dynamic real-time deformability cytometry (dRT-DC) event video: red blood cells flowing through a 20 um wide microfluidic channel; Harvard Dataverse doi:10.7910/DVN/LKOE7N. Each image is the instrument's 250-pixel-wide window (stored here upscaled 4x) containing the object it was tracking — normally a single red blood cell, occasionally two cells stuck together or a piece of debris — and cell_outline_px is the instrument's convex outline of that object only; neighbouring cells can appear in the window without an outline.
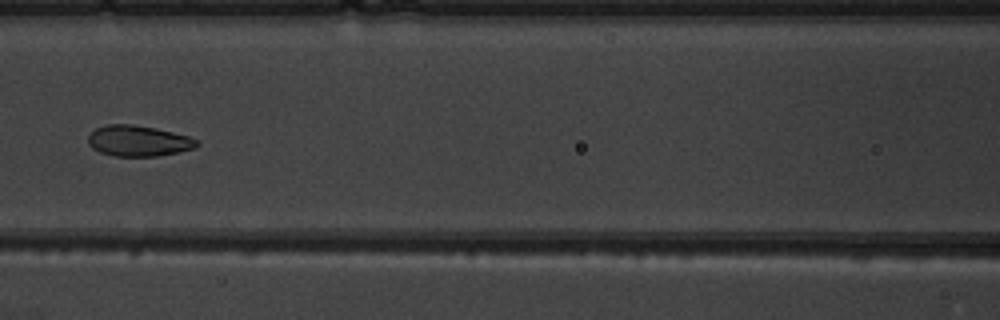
{"species": "common noctule bat (a hibernating species)", "species_latin": "Nyctalus noctula", "temperature_condition": "warm", "stored_images_in_passage": 8, "camera_frame_rate_fps": 3000, "um_per_image_px": 0.085, "animal": {"sex": "male", "body_mass_g": 19.5, "forearm_length_mm": 54.6}, "frame": {"image": 1, "passage_image": 7, "time_ms": 7.667, "image_size_px": [1000, 320], "cell_outline_px": [[200, 144], [196, 148], [180, 152], [156, 156], [116, 156], [100, 152], [92, 148], [88, 144], [88, 136], [96, 128], [108, 124], [132, 124], [156, 128], [188, 136], [196, 140]], "centroid_in_image_um": [11.77, 11.98], "position_along_channel_um": 154.8, "area_um2": 19.54}}
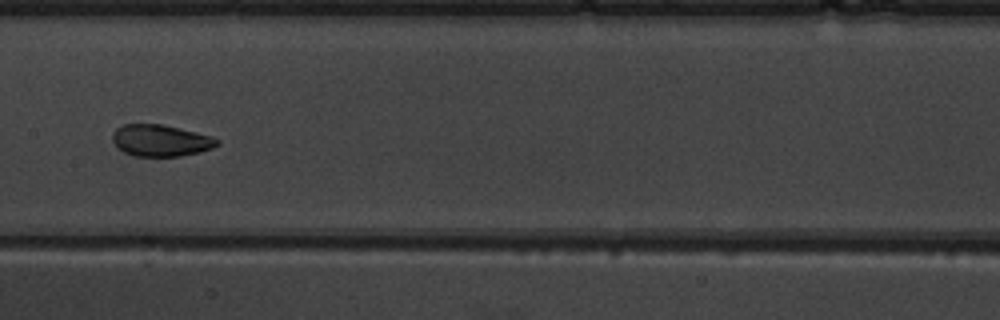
{"frame": {"image": 2, "passage_image": 8, "time_ms": 8.667, "image_size_px": [1000, 320], "cell_outline_px": [[220, 144], [212, 148], [200, 152], [180, 156], [136, 156], [124, 152], [116, 148], [112, 140], [112, 132], [116, 128], [124, 124], [164, 124], [212, 136], [220, 140]], "centroid_in_image_um": [13.65, 11.94], "position_along_channel_um": 193.8, "area_um2": 19.54}}